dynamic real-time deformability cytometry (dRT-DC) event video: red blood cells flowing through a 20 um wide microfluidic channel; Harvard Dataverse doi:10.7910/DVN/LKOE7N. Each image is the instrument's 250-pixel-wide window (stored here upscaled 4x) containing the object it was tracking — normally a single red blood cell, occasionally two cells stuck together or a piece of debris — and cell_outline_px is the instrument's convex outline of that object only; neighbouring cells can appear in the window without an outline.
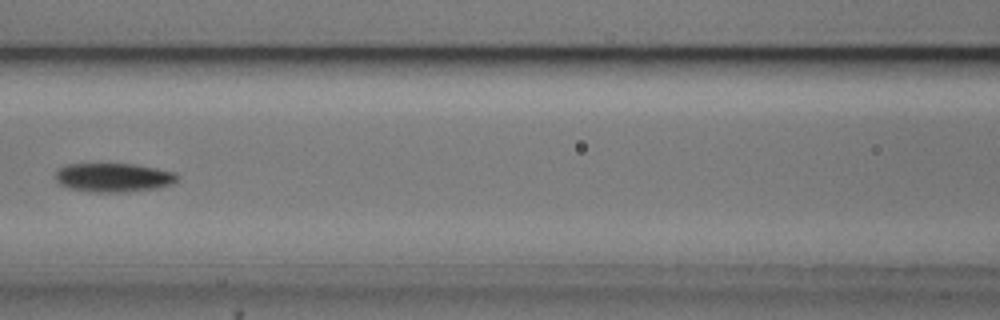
{"species": "common noctule bat (a hibernating species)", "species_latin": "Nyctalus noctula", "temperature_condition": "cold", "stored_images_in_passage": 6, "camera_frame_rate_fps": 3000, "um_per_image_px": 0.085, "animal": {"sex": "male", "body_mass_g": 20.5, "forearm_length_mm": 52.5}, "frame": {"image": 1, "passage_image": 5, "time_ms": 4.667, "image_size_px": [1000, 320], "cell_outline_px": [[180, 176], [172, 184], [156, 188], [120, 192], [96, 192], [68, 188], [60, 184], [56, 180], [56, 172], [64, 164], [136, 164], [176, 172]], "centroid_in_image_um": [9.66, 15.08], "position_along_channel_um": 156.9, "area_um2": 20.46}}
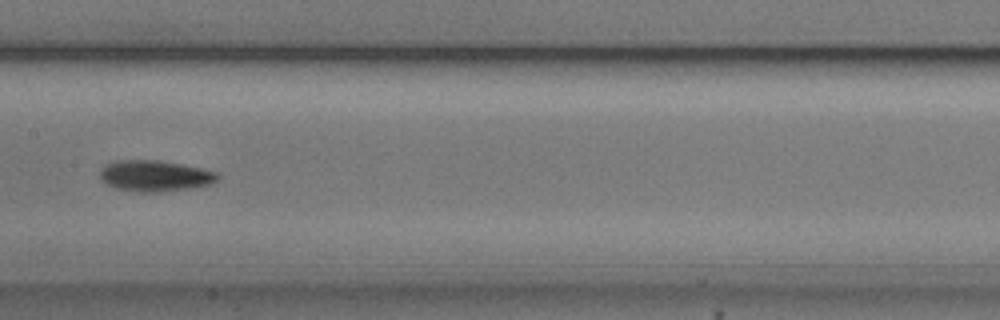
{"frame": {"image": 2, "passage_image": 6, "time_ms": 5.667, "image_size_px": [1000, 320], "cell_outline_px": [[220, 176], [212, 184], [188, 188], [156, 192], [140, 192], [116, 188], [108, 184], [100, 176], [100, 168], [104, 164], [112, 160], [160, 160], [184, 164], [216, 172]], "centroid_in_image_um": [13.15, 14.92], "position_along_channel_um": 194.3, "area_um2": 21.27}}